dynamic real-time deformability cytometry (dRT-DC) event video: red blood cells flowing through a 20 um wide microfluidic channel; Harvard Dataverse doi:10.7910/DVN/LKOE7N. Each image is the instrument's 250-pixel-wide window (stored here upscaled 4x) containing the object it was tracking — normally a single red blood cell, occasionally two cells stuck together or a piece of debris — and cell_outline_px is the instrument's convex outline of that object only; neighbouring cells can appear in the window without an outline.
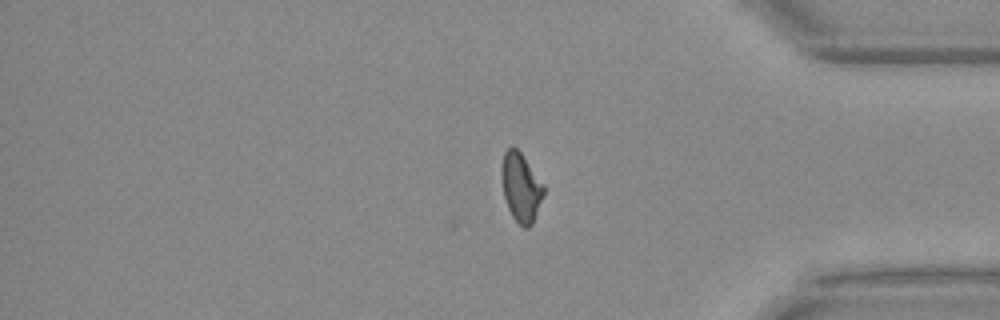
{"species": "Egyptian fruit bat (a non-hibernating species)", "species_latin": "Rousettus aegyptiacus", "temperature_condition": "warm", "stored_images_in_passage": 45, "camera_frame_rate_fps": 3000, "um_per_image_px": 0.085, "animal": {"sex": "female"}, "frame": {"image": 1, "passage_image": 45, "time_ms": 14.667, "image_size_px": [1000, 320], "cell_outline_px": [[544, 192], [532, 224], [528, 228], [524, 228], [512, 216], [508, 208], [504, 196], [500, 172], [500, 168], [504, 152], [508, 148], [516, 148], [520, 152], [544, 184]], "centroid_in_image_um": [44.26, 15.91], "position_along_channel_um": 390.9, "area_um2": 16.7}}